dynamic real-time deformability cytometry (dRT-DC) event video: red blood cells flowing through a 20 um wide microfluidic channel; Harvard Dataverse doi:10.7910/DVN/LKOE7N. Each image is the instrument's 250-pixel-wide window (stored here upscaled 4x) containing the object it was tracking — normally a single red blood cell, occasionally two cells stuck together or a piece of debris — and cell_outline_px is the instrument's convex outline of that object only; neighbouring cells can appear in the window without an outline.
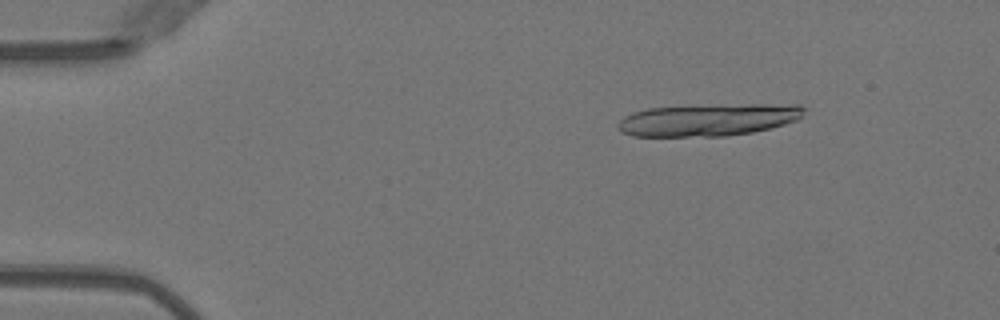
{"species": "Egyptian fruit bat (a non-hibernating species)", "species_latin": "Rousettus aegyptiacus", "temperature_condition": "warm", "stored_images_in_passage": 13, "camera_frame_rate_fps": 3000, "um_per_image_px": 0.085, "animal": {"sex": "female"}, "frame": {"image": 1, "passage_image": 7, "time_ms": 2.0, "image_size_px": [1000, 320], "cell_outline_px": [[804, 112], [796, 120], [772, 128], [752, 132], [724, 136], [632, 136], [620, 132], [616, 128], [616, 124], [624, 116], [632, 112], [648, 108], [720, 104], [800, 104], [804, 108]], "centroid_in_image_um": [60.17, 10.17], "position_along_channel_um": 24.8, "area_um2": 35.32}}